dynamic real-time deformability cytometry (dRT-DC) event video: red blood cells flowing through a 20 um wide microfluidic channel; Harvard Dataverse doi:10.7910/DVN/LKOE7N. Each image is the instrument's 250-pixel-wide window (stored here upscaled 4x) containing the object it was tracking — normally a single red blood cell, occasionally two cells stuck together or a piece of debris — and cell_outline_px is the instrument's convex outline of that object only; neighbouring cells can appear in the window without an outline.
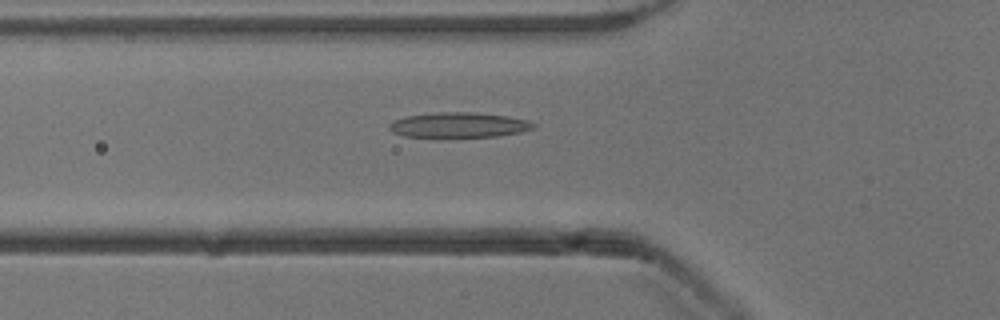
{"species": "common noctule bat (a hibernating species)", "species_latin": "Nyctalus noctula", "temperature_condition": "cold", "stored_images_in_passage": 52, "camera_frame_rate_fps": 3000, "um_per_image_px": 0.085, "animal": {"sex": "male", "body_mass_g": 13.3}, "frame": {"image": 1, "passage_image": 18, "time_ms": 5.667, "image_size_px": [1000, 320], "cell_outline_px": [[536, 128], [520, 132], [500, 136], [404, 136], [392, 132], [388, 128], [388, 124], [392, 120], [408, 116], [432, 112], [472, 112], [508, 116], [524, 120], [536, 124]], "centroid_in_image_um": [38.98, 10.61], "position_along_channel_um": 86.8, "area_um2": 20.92}}
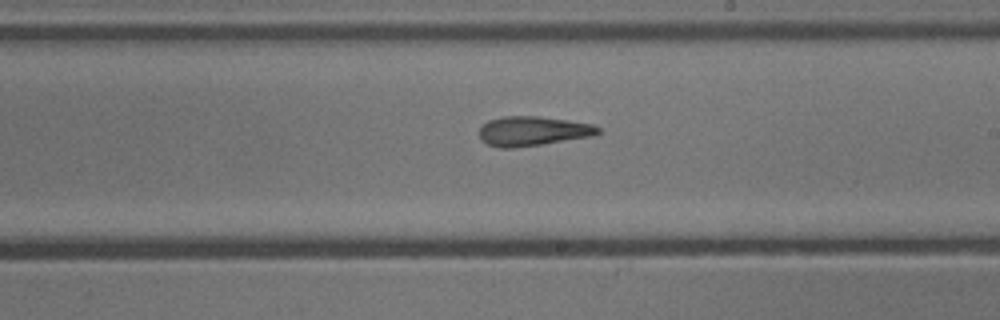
{"frame": {"image": 2, "passage_image": 30, "time_ms": 9.667, "image_size_px": [1000, 320], "cell_outline_px": [[600, 132], [592, 136], [540, 144], [512, 148], [500, 148], [488, 144], [480, 140], [480, 128], [488, 120], [504, 116], [536, 116], [568, 120], [592, 124], [600, 128]], "centroid_in_image_um": [45.26, 11.14], "position_along_channel_um": 243.7, "area_um2": 20.23}}
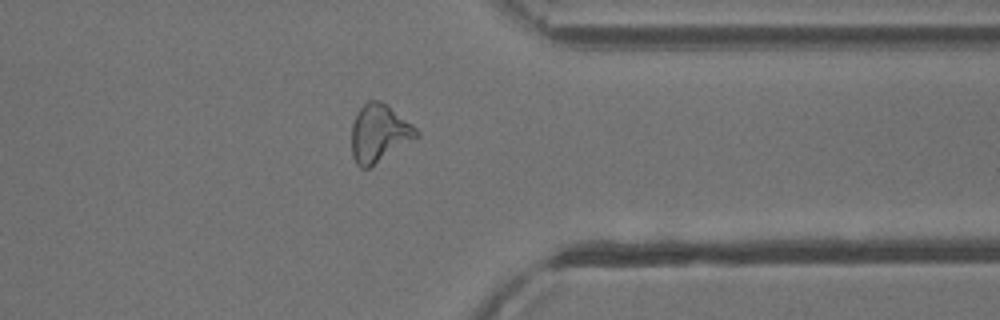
{"frame": {"image": 3, "passage_image": 41, "time_ms": 13.333, "image_size_px": [1000, 320], "cell_outline_px": [[420, 136], [368, 168], [360, 168], [356, 164], [352, 156], [352, 124], [360, 108], [368, 100], [380, 100], [388, 104], [412, 124], [420, 132]], "centroid_in_image_um": [32.24, 11.31], "position_along_channel_um": 379.2, "area_um2": 21.79}, "authors_computed_cell_mechanics": {"area_um2": 21.6172, "velocity_mm_per_s": 3.9018, "shape_relaxation_time_tau1_ms": null, "shape_relaxation_time_tau2_ms": 7.3949, "deformation_change_tau1": null, "deformation_change_tau2": 0.2076}}